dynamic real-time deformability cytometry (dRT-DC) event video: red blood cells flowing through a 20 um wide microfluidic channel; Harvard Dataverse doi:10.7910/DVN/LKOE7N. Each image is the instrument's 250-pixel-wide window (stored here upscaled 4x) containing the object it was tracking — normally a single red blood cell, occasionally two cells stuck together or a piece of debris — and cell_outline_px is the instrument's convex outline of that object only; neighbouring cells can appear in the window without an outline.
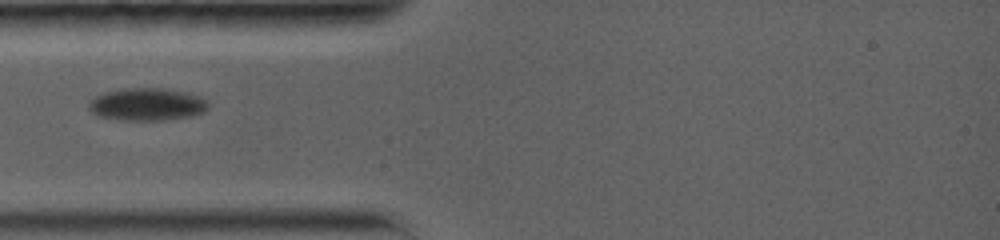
{"species": "common noctule bat (a hibernating species)", "species_latin": "Nyctalus noctula", "temperature_condition": "warm", "stored_images_in_passage": 24, "camera_frame_rate_fps": 5000, "um_per_image_px": 0.085, "animal": {"sex": "female", "body_mass_g": 19.0, "forearm_length_mm": 56.7}, "frame": {"image": 1, "passage_image": 1, "time_ms": 0.0, "image_size_px": [1000, 240], "cell_outline_px": [[208, 108], [204, 112], [192, 116], [164, 120], [120, 120], [96, 116], [88, 108], [88, 100], [104, 92], [124, 88], [160, 88], [188, 92], [200, 96], [208, 104]], "centroid_in_image_um": [12.46, 8.87], "position_along_channel_um": 72.5, "area_um2": 22.89}}
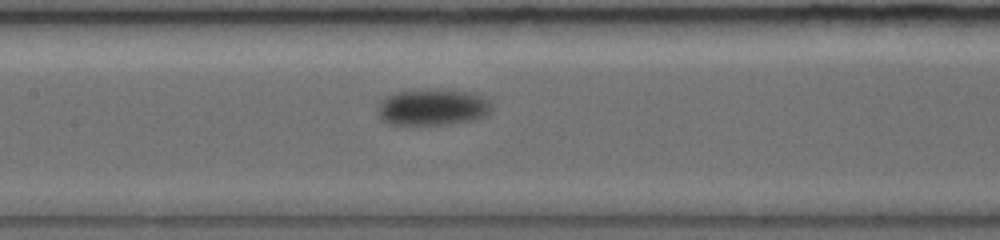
{"frame": {"image": 2, "passage_image": 7, "time_ms": 2.8, "image_size_px": [1000, 240], "cell_outline_px": [[492, 112], [488, 116], [472, 120], [448, 124], [388, 124], [380, 120], [376, 112], [376, 108], [380, 100], [384, 96], [392, 92], [412, 88], [452, 88], [472, 92], [484, 96], [488, 100], [492, 108]], "centroid_in_image_um": [36.74, 9.06], "position_along_channel_um": 170.7, "area_um2": 25.55}}
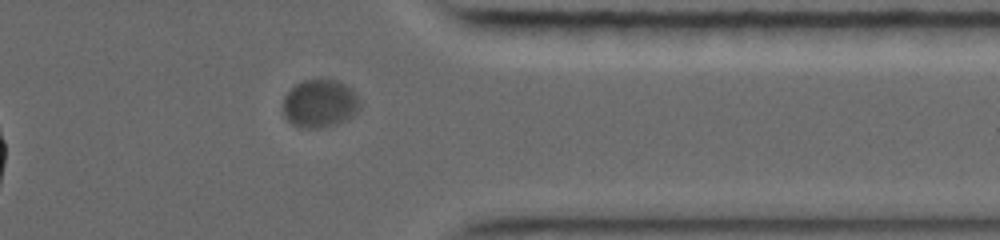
{"frame": {"image": 3, "passage_image": 21, "time_ms": 9.0, "image_size_px": [1000, 240], "cell_outline_px": [[360, 108], [352, 116], [336, 124], [316, 128], [304, 128], [292, 124], [284, 116], [284, 96], [296, 84], [304, 80], [336, 80], [352, 88], [356, 92], [360, 100]], "centroid_in_image_um": [27.21, 8.8], "position_along_channel_um": 384.2, "area_um2": 21.39}}